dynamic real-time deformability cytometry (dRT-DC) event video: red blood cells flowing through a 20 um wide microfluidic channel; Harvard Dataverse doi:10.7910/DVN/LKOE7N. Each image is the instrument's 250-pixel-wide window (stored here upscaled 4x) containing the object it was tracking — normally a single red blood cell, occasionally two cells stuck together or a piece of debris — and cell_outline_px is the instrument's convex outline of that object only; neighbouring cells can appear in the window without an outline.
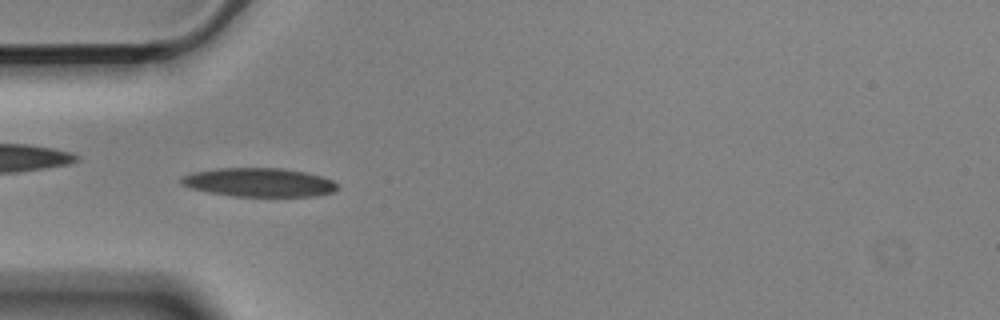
{"species": "Egyptian fruit bat (a non-hibernating species)", "species_latin": "Rousettus aegyptiacus", "temperature_condition": "cold", "stored_images_in_passage": 55, "camera_frame_rate_fps": 3000, "um_per_image_px": 0.085, "animal": {"sex": "male"}, "frame": {"image": 1, "passage_image": 16, "time_ms": 5.0, "image_size_px": [1000, 320], "cell_outline_px": [[336, 188], [332, 192], [316, 196], [232, 196], [208, 192], [192, 188], [180, 184], [180, 176], [192, 172], [216, 168], [284, 168], [304, 172], [320, 176], [332, 180], [336, 184]], "centroid_in_image_um": [21.95, 15.49], "position_along_channel_um": 63.0, "area_um2": 26.13}}
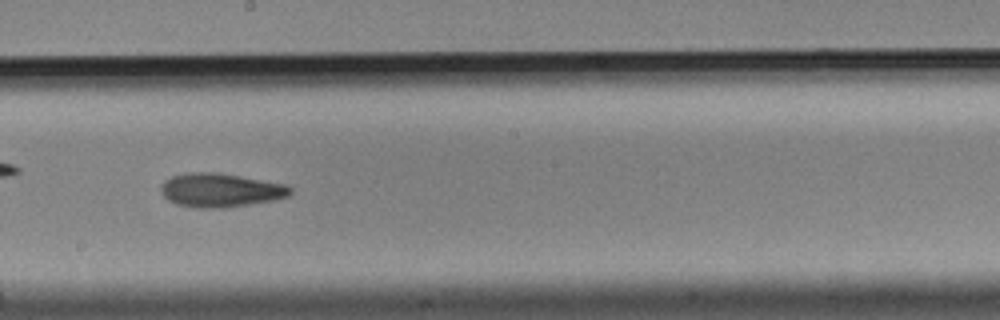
{"frame": {"image": 2, "passage_image": 30, "time_ms": 9.667, "image_size_px": [1000, 320], "cell_outline_px": [[292, 192], [288, 196], [272, 200], [224, 208], [196, 208], [176, 204], [168, 200], [164, 196], [160, 188], [164, 180], [172, 176], [188, 172], [220, 172], [288, 184], [292, 188]], "centroid_in_image_um": [18.75, 16.15], "position_along_channel_um": 229.5, "area_um2": 25.72}}
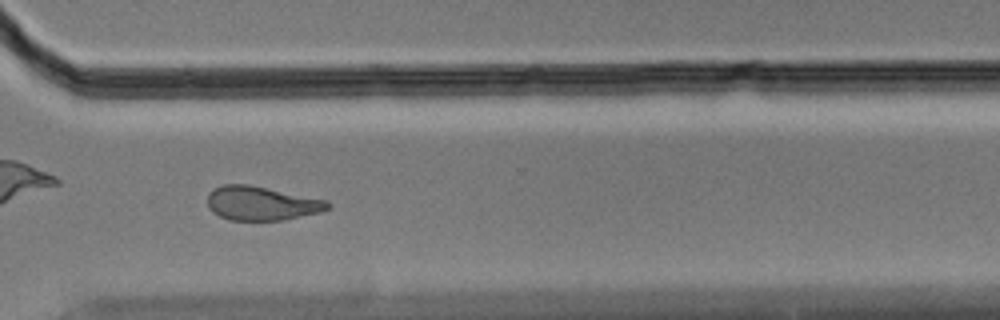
{"frame": {"image": 3, "passage_image": 40, "time_ms": 13.0, "image_size_px": [1000, 320], "cell_outline_px": [[332, 208], [320, 212], [284, 220], [228, 220], [212, 212], [208, 208], [208, 192], [212, 188], [224, 184], [248, 184], [328, 200], [332, 204]], "centroid_in_image_um": [22.23, 17.28], "position_along_channel_um": 348.4, "area_um2": 24.1}, "authors_computed_cell_mechanics": {"area_um2": 24.9696, "velocity_mm_per_s": 3.5823, "shape_relaxation_time_tau1_ms": 6.7932, "shape_relaxation_time_tau2_ms": 7.9948, "deformation_change_tau1": 0.1807, "deformation_change_tau2": 0.1622}}